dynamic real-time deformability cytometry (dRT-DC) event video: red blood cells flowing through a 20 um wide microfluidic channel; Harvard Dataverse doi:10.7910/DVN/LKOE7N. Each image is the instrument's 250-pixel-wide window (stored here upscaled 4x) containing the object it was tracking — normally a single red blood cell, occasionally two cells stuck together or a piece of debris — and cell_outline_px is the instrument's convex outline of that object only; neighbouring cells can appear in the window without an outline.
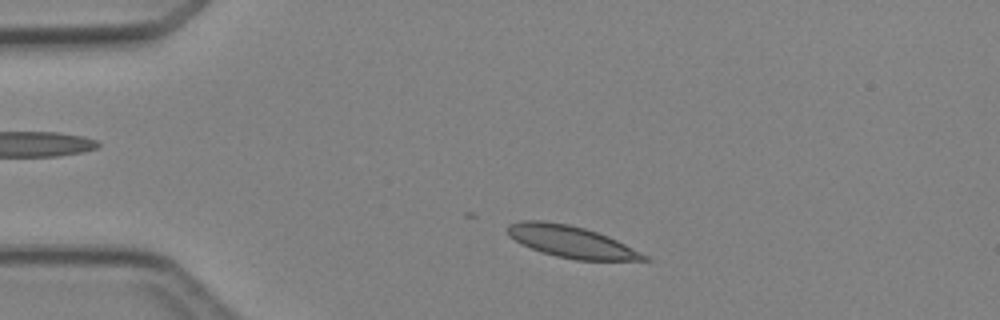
{"species": "Egyptian fruit bat (a non-hibernating species)", "species_latin": "Rousettus aegyptiacus", "temperature_condition": "cold", "stored_images_in_passage": 2, "camera_frame_rate_fps": 3000, "um_per_image_px": 0.085, "animal": {"sex": "female"}, "frame": {"image": 1, "passage_image": 1, "time_ms": 0.0, "image_size_px": [1000, 320], "cell_outline_px": [[652, 260], [576, 260], [556, 256], [540, 252], [508, 236], [504, 228], [508, 224], [520, 220], [544, 220], [568, 224], [584, 228], [608, 236], [648, 256]], "centroid_in_image_um": [48.49, 20.53], "position_along_channel_um": 36.5, "area_um2": 25.2}}